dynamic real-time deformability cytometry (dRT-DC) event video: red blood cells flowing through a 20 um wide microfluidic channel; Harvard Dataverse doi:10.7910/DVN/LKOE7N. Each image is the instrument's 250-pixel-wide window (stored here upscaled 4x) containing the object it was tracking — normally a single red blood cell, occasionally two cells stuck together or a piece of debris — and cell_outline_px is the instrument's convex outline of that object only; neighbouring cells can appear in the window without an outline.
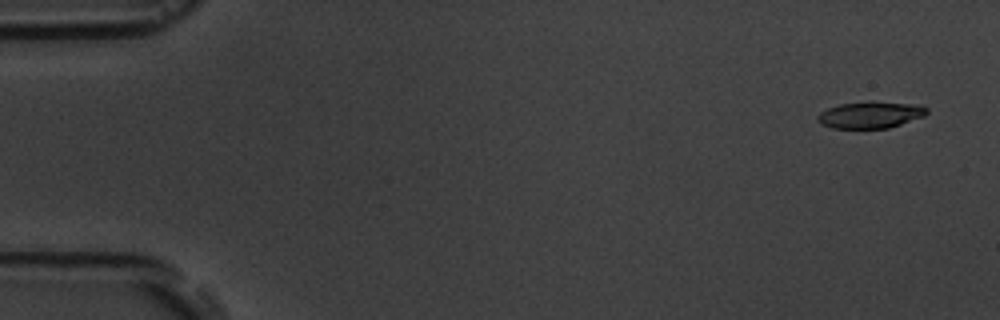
{"species": "common noctule bat (a hibernating species)", "species_latin": "Nyctalus noctula", "temperature_condition": "room temperature", "stored_images_in_passage": 5, "camera_frame_rate_fps": 3000, "um_per_image_px": 0.085, "animal": {"sex": "male", "body_mass_g": 19.5, "forearm_length_mm": 54.6}, "frame": {"image": 1, "passage_image": 1, "time_ms": 0.0, "image_size_px": [1000, 320], "cell_outline_px": [[928, 112], [924, 116], [888, 128], [832, 128], [820, 124], [816, 120], [816, 116], [820, 112], [828, 108], [840, 104], [868, 100], [908, 104], [928, 108]], "centroid_in_image_um": [73.91, 9.76], "position_along_channel_um": 11.1, "area_um2": 16.99}}
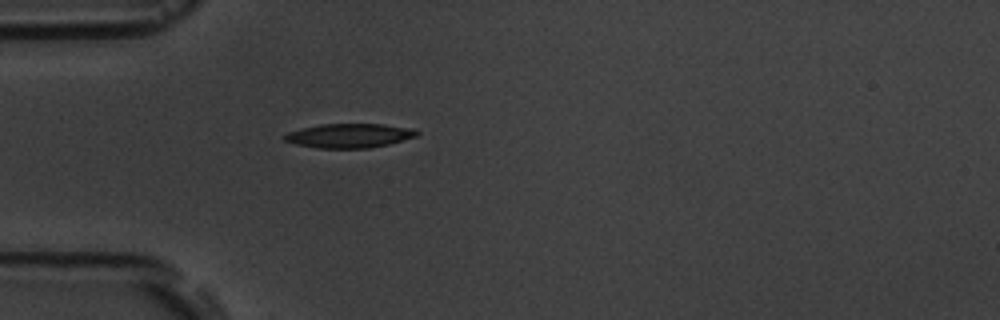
{"frame": {"image": 2, "passage_image": 5, "time_ms": 4.667, "image_size_px": [1000, 320], "cell_outline_px": [[420, 132], [416, 136], [388, 144], [368, 148], [316, 148], [296, 144], [284, 140], [280, 136], [288, 132], [300, 128], [320, 124], [384, 124], [416, 128]], "centroid_in_image_um": [29.67, 11.52], "position_along_channel_um": 55.3, "area_um2": 18.84}}